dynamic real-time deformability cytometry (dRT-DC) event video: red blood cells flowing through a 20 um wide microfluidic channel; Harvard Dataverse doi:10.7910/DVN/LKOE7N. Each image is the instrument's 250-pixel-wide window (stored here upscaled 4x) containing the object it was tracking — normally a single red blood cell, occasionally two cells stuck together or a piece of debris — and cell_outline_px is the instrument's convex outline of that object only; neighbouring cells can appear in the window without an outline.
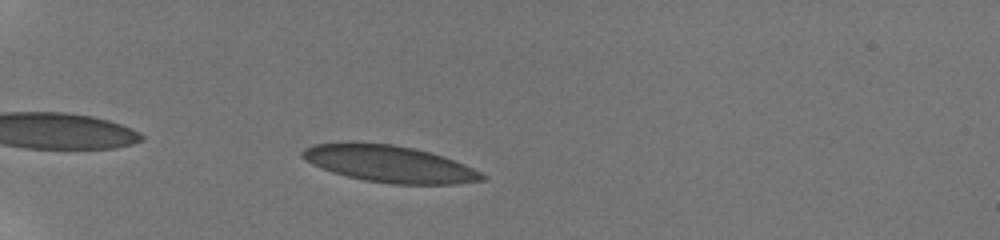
{"species": "human", "species_latin": "Homo sapiens", "temperature_condition": "room temperature", "stored_images_in_passage": 43, "camera_frame_rate_fps": 3000, "um_per_image_px": 0.085, "donor": {"sex": "male"}, "frame": {"image": 1, "passage_image": 5, "time_ms": 1.333, "image_size_px": [1000, 240], "cell_outline_px": [[488, 176], [484, 180], [452, 184], [392, 184], [364, 180], [332, 172], [312, 164], [304, 160], [300, 156], [300, 152], [304, 148], [312, 144], [392, 144], [412, 148], [444, 156], [464, 164]], "centroid_in_image_um": [33.12, 13.95], "position_along_channel_um": 51.9, "area_um2": 37.86}}
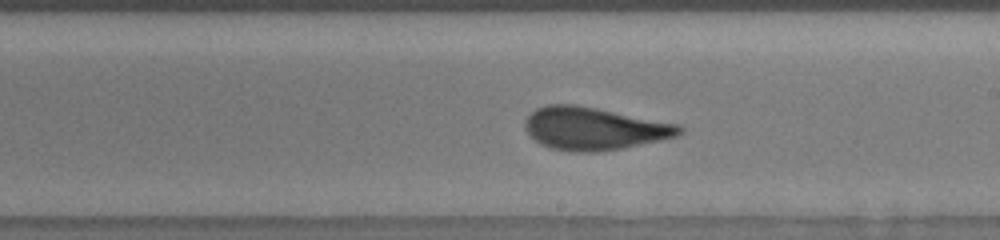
{"frame": {"image": 2, "passage_image": 23, "time_ms": 7.333, "image_size_px": [1000, 240], "cell_outline_px": [[684, 132], [676, 136], [660, 140], [620, 148], [596, 152], [576, 152], [548, 148], [536, 140], [524, 128], [524, 120], [536, 108], [548, 104], [576, 104], [680, 124], [684, 128]], "centroid_in_image_um": [50.49, 10.92], "position_along_channel_um": 238.5, "area_um2": 38.32}}
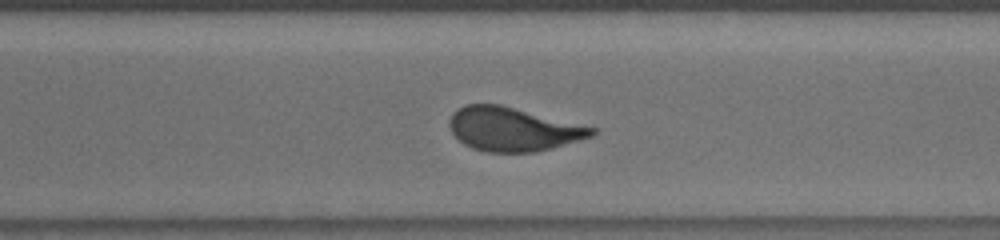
{"frame": {"image": 3, "passage_image": 30, "time_ms": 9.667, "image_size_px": [1000, 240], "cell_outline_px": [[596, 132], [592, 136], [580, 140], [552, 148], [532, 152], [488, 152], [472, 148], [464, 144], [452, 132], [448, 124], [452, 112], [456, 108], [464, 104], [500, 104], [596, 128]], "centroid_in_image_um": [43.57, 10.97], "position_along_channel_um": 327.0, "area_um2": 36.18}, "authors_computed_cell_mechanics": {"area_um2": 37.8012, "velocity_mm_per_s": 3.8014, "shape_relaxation_time_tau1_ms": 5.9301, "shape_relaxation_time_tau2_ms": 1.0944, "deformation_change_tau1": 0.1809, "deformation_change_tau2": 0.0625}}